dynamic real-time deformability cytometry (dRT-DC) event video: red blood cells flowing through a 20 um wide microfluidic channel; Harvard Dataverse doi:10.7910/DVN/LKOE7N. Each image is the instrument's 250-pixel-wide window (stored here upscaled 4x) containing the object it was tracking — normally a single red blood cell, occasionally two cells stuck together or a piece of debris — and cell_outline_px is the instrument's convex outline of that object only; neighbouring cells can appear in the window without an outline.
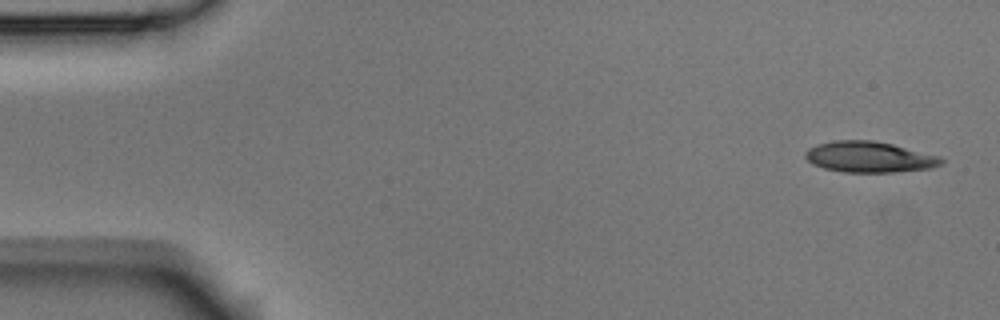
{"species": "Egyptian fruit bat (a non-hibernating species)", "species_latin": "Rousettus aegyptiacus", "temperature_condition": "room temperature", "stored_images_in_passage": 5, "camera_frame_rate_fps": 3000, "um_per_image_px": 0.085, "animal": {"sex": "male"}, "frame": {"image": 1, "passage_image": 1, "time_ms": 0.0, "image_size_px": [1000, 320], "cell_outline_px": [[944, 160], [940, 164], [932, 168], [892, 172], [844, 172], [824, 168], [812, 164], [804, 156], [804, 152], [808, 148], [816, 144], [832, 140], [872, 140], [892, 144], [940, 156]], "centroid_in_image_um": [73.85, 13.33], "position_along_channel_um": 11.1, "area_um2": 24.51}}
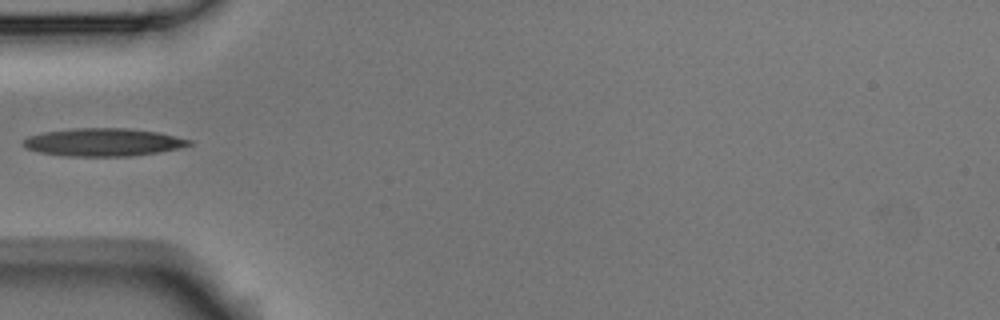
{"frame": {"image": 2, "passage_image": 4, "time_ms": 1.0, "image_size_px": [1000, 320], "cell_outline_px": [[192, 144], [180, 148], [160, 152], [132, 156], [64, 156], [40, 152], [24, 148], [20, 144], [28, 136], [44, 132], [76, 128], [128, 128], [156, 132], [192, 140]], "centroid_in_image_um": [8.75, 12.09], "position_along_channel_um": 76.2, "area_um2": 26.99}}
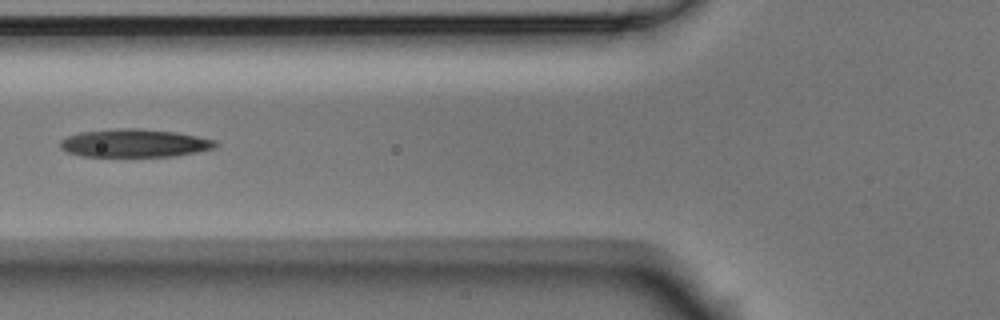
{"frame": {"image": 3, "passage_image": 5, "time_ms": 1.333, "image_size_px": [1000, 320], "cell_outline_px": [[220, 144], [212, 148], [196, 152], [172, 156], [80, 156], [68, 152], [60, 148], [60, 140], [68, 136], [80, 132], [116, 128], [140, 128], [176, 132], [216, 140]], "centroid_in_image_um": [11.41, 12.16], "position_along_channel_um": 114.4, "area_um2": 25.37}}